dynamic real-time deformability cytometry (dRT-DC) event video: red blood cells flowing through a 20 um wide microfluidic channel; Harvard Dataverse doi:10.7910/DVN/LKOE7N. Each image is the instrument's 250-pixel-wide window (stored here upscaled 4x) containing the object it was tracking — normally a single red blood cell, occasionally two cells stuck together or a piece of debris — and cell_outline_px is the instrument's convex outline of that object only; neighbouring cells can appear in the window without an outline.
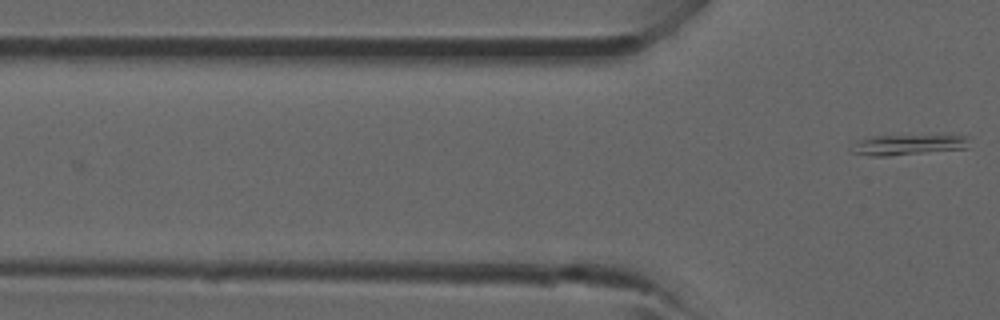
{"species": "common noctule bat (a hibernating species)", "species_latin": "Nyctalus noctula", "temperature_condition": "room temperature", "stored_images_in_passage": 3, "camera_frame_rate_fps": 3000, "um_per_image_px": 0.085, "animal": {"sex": "male", "forearm_length_mm": 52.5}, "frame": {"image": 1, "passage_image": 3, "time_ms": 2.333, "image_size_px": [1000, 320], "cell_outline_px": [[972, 136], [968, 148], [888, 156], [872, 156], [852, 152], [856, 144], [860, 140], [872, 136], [944, 132], [952, 132]], "centroid_in_image_um": [77.48, 12.22], "position_along_channel_um": 48.3, "area_um2": 15.2}}